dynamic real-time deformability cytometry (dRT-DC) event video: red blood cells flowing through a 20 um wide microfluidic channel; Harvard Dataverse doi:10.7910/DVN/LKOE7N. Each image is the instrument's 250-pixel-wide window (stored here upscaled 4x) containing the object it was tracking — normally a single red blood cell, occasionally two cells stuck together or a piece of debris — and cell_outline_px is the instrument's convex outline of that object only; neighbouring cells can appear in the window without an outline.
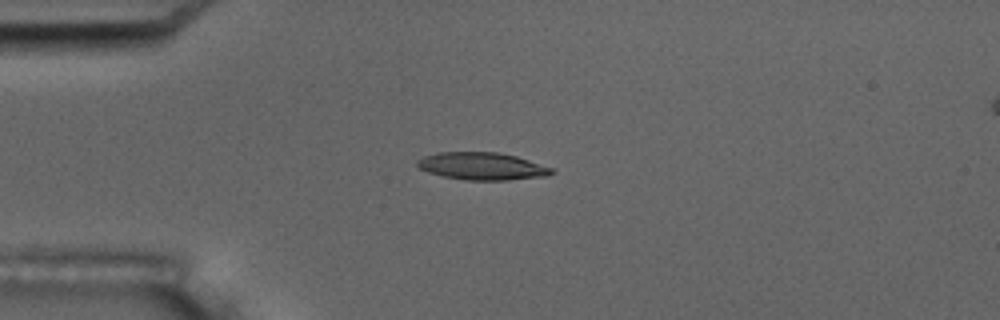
{"species": "common noctule bat (a hibernating species)", "species_latin": "Nyctalus noctula", "temperature_condition": "room temperature", "stored_images_in_passage": 6, "camera_frame_rate_fps": 3000, "um_per_image_px": 0.085, "animal": {"sex": "male", "body_mass_g": 17.5, "forearm_length_mm": 52.3}, "frame": {"image": 1, "passage_image": 4, "time_ms": 4.333, "image_size_px": [1000, 320], "cell_outline_px": [[556, 172], [548, 176], [508, 180], [468, 180], [444, 176], [428, 172], [420, 168], [416, 164], [416, 160], [424, 156], [440, 152], [496, 152], [516, 156], [552, 168]], "centroid_in_image_um": [40.99, 14.13], "position_along_channel_um": 44.0, "area_um2": 21.39}}